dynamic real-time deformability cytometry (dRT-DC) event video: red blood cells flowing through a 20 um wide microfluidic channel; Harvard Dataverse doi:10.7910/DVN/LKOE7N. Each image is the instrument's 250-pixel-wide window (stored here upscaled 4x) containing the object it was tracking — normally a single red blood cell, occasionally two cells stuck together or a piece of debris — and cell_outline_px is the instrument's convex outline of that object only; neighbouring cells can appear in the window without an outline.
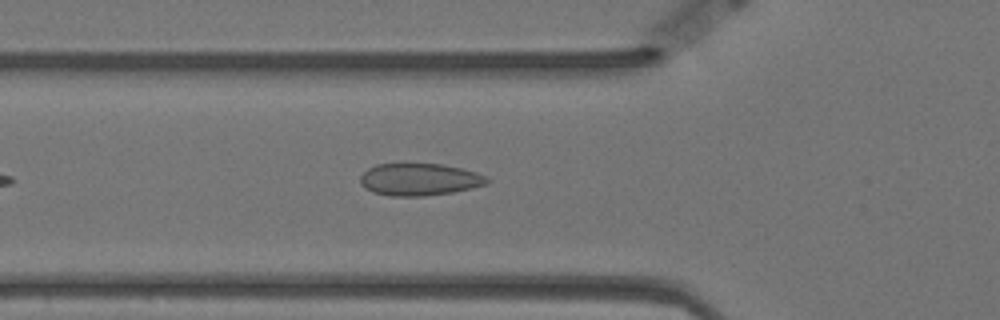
{"species": "Egyptian fruit bat (a non-hibernating species)", "species_latin": "Rousettus aegyptiacus", "temperature_condition": "warm", "stored_images_in_passage": 22, "camera_frame_rate_fps": 3000, "um_per_image_px": 0.085, "animal": {"sex": "female"}, "frame": {"image": 1, "passage_image": 8, "time_ms": 2.333, "image_size_px": [1000, 320], "cell_outline_px": [[492, 180], [488, 184], [472, 188], [452, 192], [424, 196], [388, 196], [372, 192], [364, 188], [360, 184], [360, 176], [368, 168], [376, 164], [404, 160], [440, 164], [460, 168], [476, 172]], "centroid_in_image_um": [35.59, 15.21], "position_along_channel_um": 90.2, "area_um2": 24.8}}
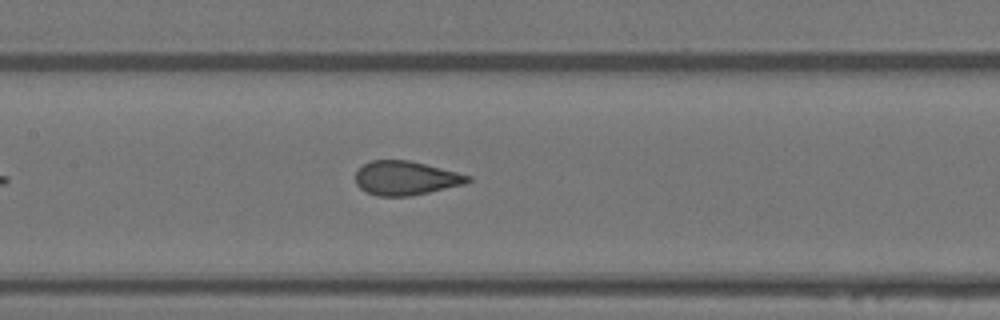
{"frame": {"image": 2, "passage_image": 15, "time_ms": 4.667, "image_size_px": [1000, 320], "cell_outline_px": [[472, 180], [464, 184], [428, 192], [408, 196], [376, 196], [360, 188], [356, 184], [356, 172], [364, 164], [372, 160], [408, 160], [472, 176]], "centroid_in_image_um": [34.47, 15.14], "position_along_channel_um": 172.9, "area_um2": 21.96}}
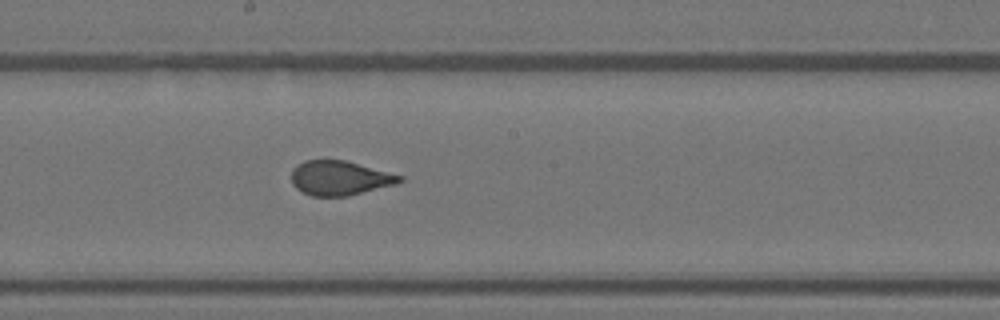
{"frame": {"image": 3, "passage_image": 19, "time_ms": 6.0, "image_size_px": [1000, 320], "cell_outline_px": [[404, 180], [396, 184], [348, 196], [312, 196], [300, 192], [292, 184], [292, 168], [296, 164], [304, 160], [344, 160], [404, 176]], "centroid_in_image_um": [28.85, 15.13], "position_along_channel_um": 219.3, "area_um2": 21.85}}